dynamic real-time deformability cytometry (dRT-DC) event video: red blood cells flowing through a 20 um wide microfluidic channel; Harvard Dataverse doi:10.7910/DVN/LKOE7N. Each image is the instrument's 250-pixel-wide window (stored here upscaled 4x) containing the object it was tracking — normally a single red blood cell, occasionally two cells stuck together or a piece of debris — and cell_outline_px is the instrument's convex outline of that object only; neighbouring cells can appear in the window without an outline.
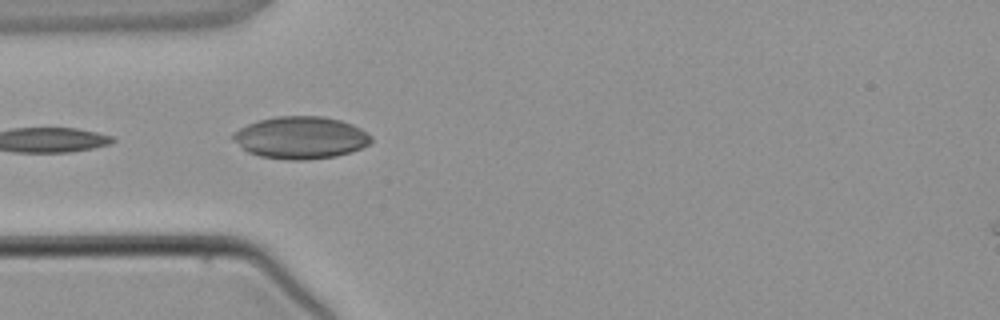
{"species": "common noctule bat (a hibernating species)", "species_latin": "Nyctalus noctula", "temperature_condition": "warm", "stored_images_in_passage": 3, "camera_frame_rate_fps": 3000, "um_per_image_px": 0.085, "animal": {"sex": "male", "body_mass_g": 21.5, "forearm_length_mm": 52.0}, "frame": {"image": 1, "passage_image": 3, "time_ms": 2.667, "image_size_px": [1000, 320], "cell_outline_px": [[372, 140], [368, 144], [360, 148], [336, 156], [304, 160], [288, 160], [260, 156], [248, 152], [232, 140], [232, 132], [248, 124], [260, 120], [276, 116], [324, 116], [340, 120], [352, 124], [360, 128], [372, 136]], "centroid_in_image_um": [25.54, 11.69], "position_along_channel_um": 59.5, "area_um2": 33.93}}